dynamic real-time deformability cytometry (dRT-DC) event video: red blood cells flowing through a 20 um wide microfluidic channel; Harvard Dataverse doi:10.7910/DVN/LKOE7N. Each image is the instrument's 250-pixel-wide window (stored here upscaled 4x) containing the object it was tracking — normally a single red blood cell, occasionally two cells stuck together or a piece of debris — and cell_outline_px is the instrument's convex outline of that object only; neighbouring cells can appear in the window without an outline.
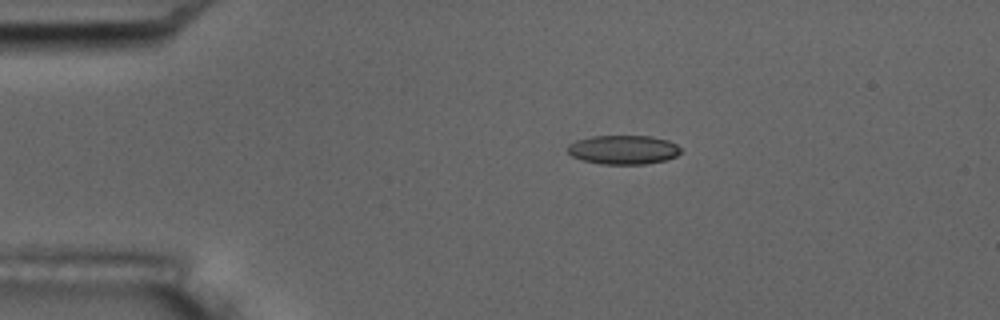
{"species": "common noctule bat (a hibernating species)", "species_latin": "Nyctalus noctula", "temperature_condition": "room temperature", "stored_images_in_passage": 3, "camera_frame_rate_fps": 3000, "um_per_image_px": 0.085, "animal": {"sex": "male", "body_mass_g": 17.5, "forearm_length_mm": 52.3}, "frame": {"image": 1, "passage_image": 2, "time_ms": 1.0, "image_size_px": [1000, 320], "cell_outline_px": [[680, 152], [676, 156], [664, 160], [644, 164], [600, 164], [584, 160], [572, 156], [568, 152], [568, 144], [576, 140], [592, 136], [652, 136], [668, 140], [676, 144], [680, 148]], "centroid_in_image_um": [52.97, 12.72], "position_along_channel_um": 32.0, "area_um2": 19.07}}